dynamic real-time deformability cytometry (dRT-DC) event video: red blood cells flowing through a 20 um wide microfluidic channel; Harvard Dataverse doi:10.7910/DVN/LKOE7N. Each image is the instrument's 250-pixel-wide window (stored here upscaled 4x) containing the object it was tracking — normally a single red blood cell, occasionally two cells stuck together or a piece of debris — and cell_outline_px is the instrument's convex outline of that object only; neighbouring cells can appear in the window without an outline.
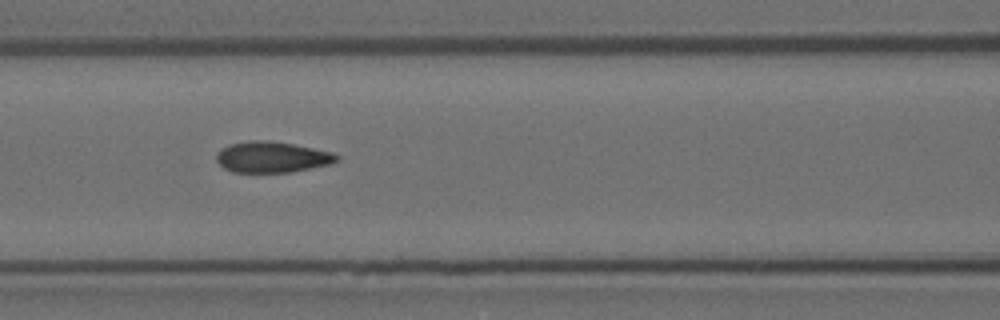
{"species": "Egyptian fruit bat (a non-hibernating species)", "species_latin": "Rousettus aegyptiacus", "temperature_condition": "room temperature", "stored_images_in_passage": 9, "camera_frame_rate_fps": 3000, "um_per_image_px": 0.085, "animal": {"sex": "female"}, "frame": {"image": 1, "passage_image": 6, "time_ms": 6.667, "image_size_px": [1000, 320], "cell_outline_px": [[340, 160], [328, 164], [288, 172], [232, 172], [224, 168], [216, 160], [216, 156], [228, 144], [252, 140], [268, 140], [292, 144], [332, 152], [340, 156]], "centroid_in_image_um": [23.12, 13.35], "position_along_channel_um": 143.5, "area_um2": 21.39}}
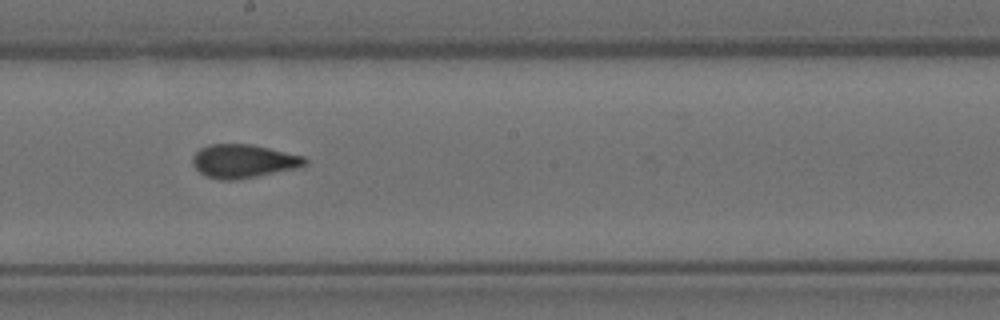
{"frame": {"image": 2, "passage_image": 8, "time_ms": 9.0, "image_size_px": [1000, 320], "cell_outline_px": [[308, 164], [304, 168], [240, 180], [220, 180], [204, 176], [192, 164], [192, 156], [200, 148], [208, 144], [252, 144], [304, 156], [308, 160]], "centroid_in_image_um": [20.75, 13.72], "position_along_channel_um": 227.4, "area_um2": 22.66}}
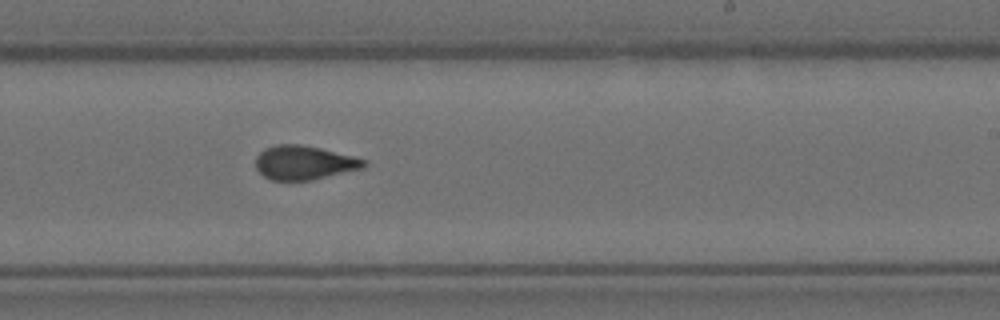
{"frame": {"image": 3, "passage_image": 9, "time_ms": 10.0, "image_size_px": [1000, 320], "cell_outline_px": [[368, 164], [364, 168], [312, 180], [272, 180], [264, 176], [256, 168], [256, 156], [264, 148], [276, 144], [300, 144], [320, 148], [352, 156], [364, 160]], "centroid_in_image_um": [25.83, 13.82], "position_along_channel_um": 263.2, "area_um2": 21.39}}